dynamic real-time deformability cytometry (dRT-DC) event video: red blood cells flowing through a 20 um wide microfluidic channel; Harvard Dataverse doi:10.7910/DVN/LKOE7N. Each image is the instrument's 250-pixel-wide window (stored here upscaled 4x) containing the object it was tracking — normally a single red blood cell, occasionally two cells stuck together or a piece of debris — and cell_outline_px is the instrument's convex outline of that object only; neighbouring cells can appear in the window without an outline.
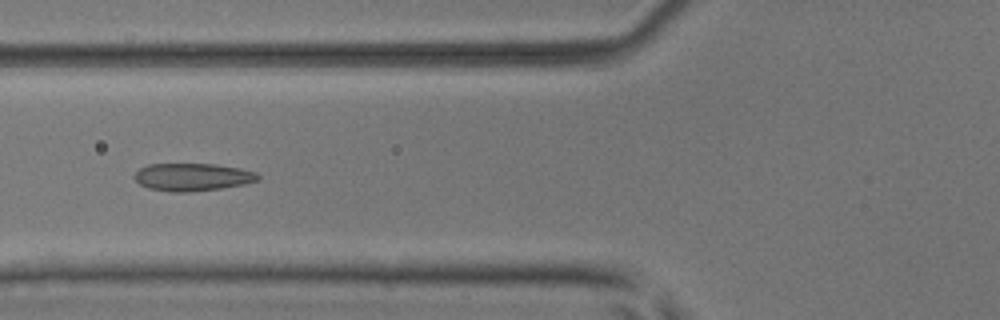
{"species": "common noctule bat (a hibernating species)", "species_latin": "Nyctalus noctula", "temperature_condition": "room temperature", "stored_images_in_passage": 6, "camera_frame_rate_fps": 3000, "um_per_image_px": 0.085, "animal": {"sex": "male", "body_mass_g": 17.9, "forearm_length_mm": 54.2}, "frame": {"image": 1, "passage_image": 6, "time_ms": 1.667, "image_size_px": [1000, 320], "cell_outline_px": [[260, 176], [256, 180], [244, 184], [220, 188], [188, 192], [172, 192], [148, 188], [140, 184], [132, 176], [140, 168], [148, 164], [212, 164], [240, 168], [256, 172]], "centroid_in_image_um": [16.33, 15.04], "position_along_channel_um": 109.5, "area_um2": 19.77}}